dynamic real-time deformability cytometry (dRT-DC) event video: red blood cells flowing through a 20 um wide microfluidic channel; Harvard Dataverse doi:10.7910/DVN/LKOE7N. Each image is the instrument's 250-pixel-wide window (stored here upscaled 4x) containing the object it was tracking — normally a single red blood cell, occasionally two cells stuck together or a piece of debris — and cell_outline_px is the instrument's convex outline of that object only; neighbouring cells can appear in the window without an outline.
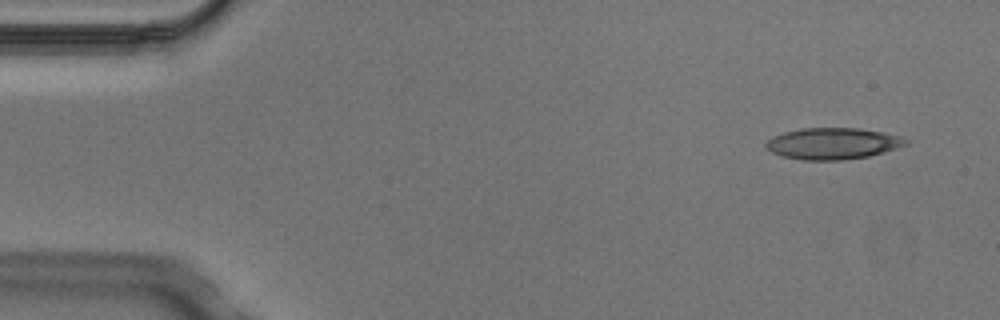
{"species": "Egyptian fruit bat (a non-hibernating species)", "species_latin": "Rousettus aegyptiacus", "temperature_condition": "cold", "stored_images_in_passage": 3, "camera_frame_rate_fps": 3000, "um_per_image_px": 0.085, "animal": {"sex": "male"}, "frame": {"image": 1, "passage_image": 1, "time_ms": 0.0, "image_size_px": [1000, 320], "cell_outline_px": [[908, 144], [884, 152], [868, 156], [840, 160], [804, 160], [780, 156], [764, 148], [764, 144], [772, 136], [784, 132], [800, 128], [860, 128], [884, 132], [900, 136], [908, 140]], "centroid_in_image_um": [70.76, 12.19], "position_along_channel_um": 14.2, "area_um2": 25.78}}